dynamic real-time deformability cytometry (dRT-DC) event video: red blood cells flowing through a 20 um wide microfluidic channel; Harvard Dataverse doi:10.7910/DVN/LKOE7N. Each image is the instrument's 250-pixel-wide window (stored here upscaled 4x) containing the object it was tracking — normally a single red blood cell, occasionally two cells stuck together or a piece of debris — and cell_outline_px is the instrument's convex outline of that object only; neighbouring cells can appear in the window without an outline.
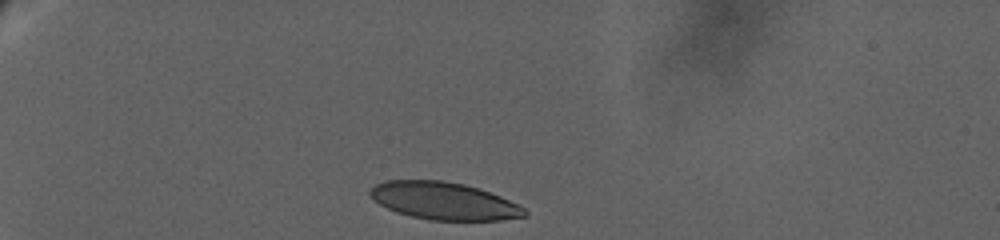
{"species": "human", "species_latin": "Homo sapiens", "temperature_condition": "warm", "stored_images_in_passage": 24, "camera_frame_rate_fps": 3000, "um_per_image_px": 0.085, "donor": {"sex": "female"}, "frame": {"image": 1, "passage_image": 1, "time_ms": 0.0, "image_size_px": [1000, 240], "cell_outline_px": [[528, 216], [500, 220], [432, 220], [412, 216], [396, 212], [380, 204], [368, 192], [376, 184], [388, 180], [444, 180], [464, 184], [500, 196], [520, 204], [528, 212]], "centroid_in_image_um": [37.78, 17.08], "position_along_channel_um": 47.2, "area_um2": 33.52}}
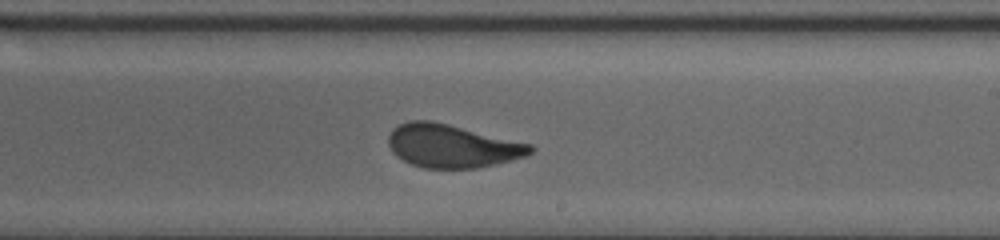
{"frame": {"image": 2, "passage_image": 13, "time_ms": 9.0, "image_size_px": [1000, 240], "cell_outline_px": [[536, 148], [532, 152], [524, 156], [496, 164], [476, 168], [424, 168], [412, 164], [396, 156], [392, 152], [388, 144], [388, 136], [392, 128], [408, 120], [432, 120], [532, 144]], "centroid_in_image_um": [38.4, 12.4], "position_along_channel_um": 250.6, "area_um2": 35.78}}
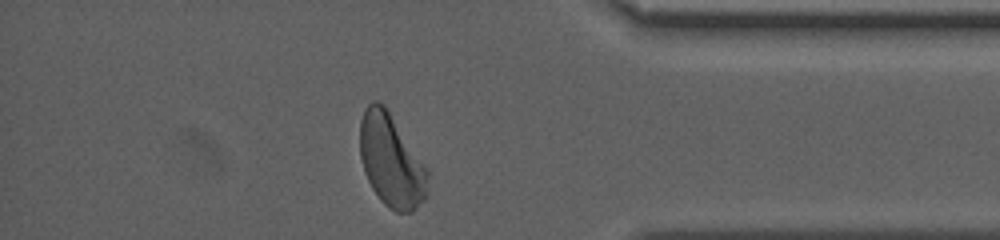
{"frame": {"image": 3, "passage_image": 22, "time_ms": 14.667, "image_size_px": [1000, 240], "cell_outline_px": [[428, 196], [412, 212], [396, 212], [388, 208], [380, 200], [372, 188], [364, 172], [360, 156], [360, 120], [364, 108], [372, 100], [376, 100], [384, 104], [428, 168]], "centroid_in_image_um": [33.26, 13.66], "position_along_channel_um": 401.9, "area_um2": 37.05}, "authors_computed_cell_mechanics": {"area_um2": 35.9516, "velocity_mm_per_s": 2.9176, "shape_relaxation_time_tau1_ms": 5.451, "shape_relaxation_time_tau2_ms": null, "deformation_change_tau1": 0.1573, "deformation_change_tau2": null}}